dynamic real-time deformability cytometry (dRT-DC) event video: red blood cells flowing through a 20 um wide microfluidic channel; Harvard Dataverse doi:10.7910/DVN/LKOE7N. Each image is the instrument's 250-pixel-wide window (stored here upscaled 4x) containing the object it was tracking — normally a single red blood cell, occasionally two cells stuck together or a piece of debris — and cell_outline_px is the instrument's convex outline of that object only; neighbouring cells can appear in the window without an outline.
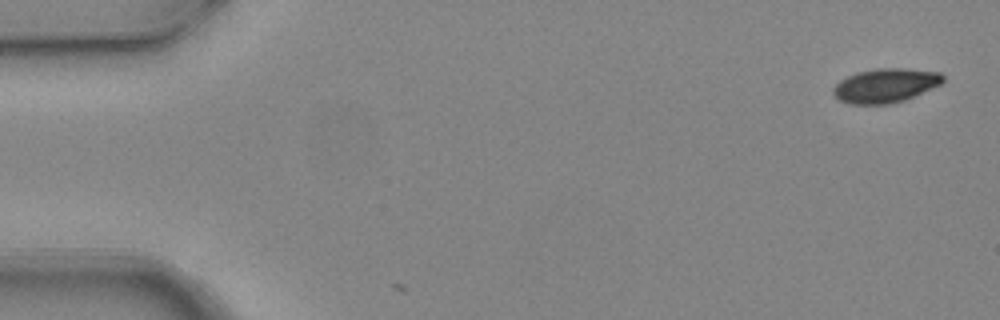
{"species": "common noctule bat (a hibernating species)", "species_latin": "Nyctalus noctula", "temperature_condition": "warm", "stored_images_in_passage": 5, "camera_frame_rate_fps": 3000, "um_per_image_px": 0.085, "animal": {"sex": "female", "body_mass_g": 24.6, "forearm_length_mm": 56.2}, "frame": {"image": 1, "passage_image": 1, "time_ms": 0.0, "image_size_px": [1000, 320], "cell_outline_px": [[944, 80], [940, 84], [904, 100], [888, 104], [848, 104], [840, 100], [832, 92], [832, 88], [840, 80], [856, 72], [876, 68], [900, 68], [940, 72], [944, 76]], "centroid_in_image_um": [75.23, 7.26], "position_along_channel_um": 9.8, "area_um2": 21.68}}
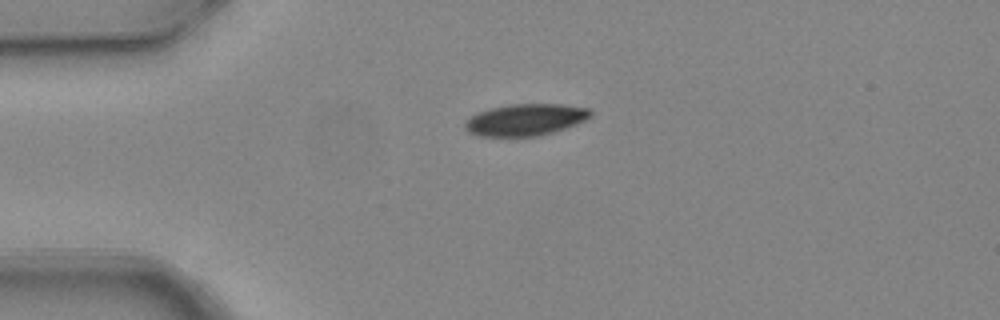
{"frame": {"image": 2, "passage_image": 4, "time_ms": 1.0, "image_size_px": [1000, 320], "cell_outline_px": [[592, 116], [576, 124], [540, 136], [480, 136], [468, 132], [464, 128], [464, 124], [472, 116], [480, 112], [492, 108], [508, 104], [560, 104], [588, 108], [592, 112]], "centroid_in_image_um": [44.67, 10.18], "position_along_channel_um": 40.3, "area_um2": 23.0}}